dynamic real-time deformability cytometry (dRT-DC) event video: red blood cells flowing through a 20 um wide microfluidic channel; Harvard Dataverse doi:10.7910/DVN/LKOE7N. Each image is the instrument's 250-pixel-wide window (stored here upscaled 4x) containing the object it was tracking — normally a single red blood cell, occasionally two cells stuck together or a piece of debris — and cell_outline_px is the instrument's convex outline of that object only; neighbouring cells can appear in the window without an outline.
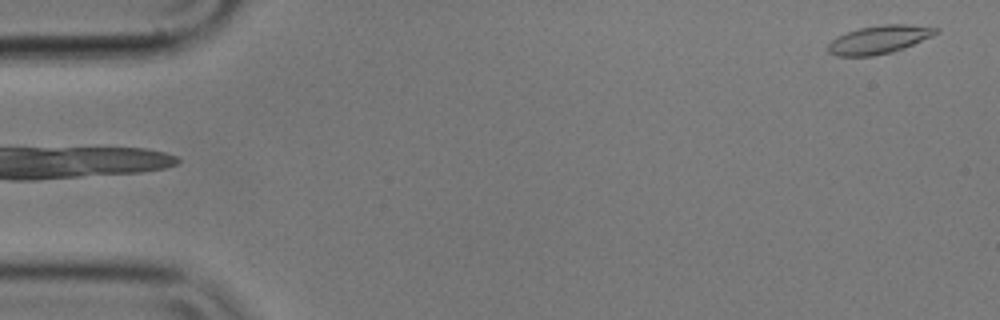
{"species": "common noctule bat (a hibernating species)", "species_latin": "Nyctalus noctula", "temperature_condition": "cold", "stored_images_in_passage": 5, "camera_frame_rate_fps": 3000, "um_per_image_px": 0.085, "animal": {"sex": "male", "body_mass_g": 17.9}, "frame": {"image": 1, "passage_image": 5, "time_ms": 1.333, "image_size_px": [1000, 320], "cell_outline_px": [[940, 32], [932, 36], [904, 48], [892, 52], [872, 56], [836, 56], [828, 52], [828, 44], [836, 36], [860, 28], [880, 24], [908, 24], [940, 28]], "centroid_in_image_um": [74.73, 3.36], "position_along_channel_um": 10.3, "area_um2": 17.8}}